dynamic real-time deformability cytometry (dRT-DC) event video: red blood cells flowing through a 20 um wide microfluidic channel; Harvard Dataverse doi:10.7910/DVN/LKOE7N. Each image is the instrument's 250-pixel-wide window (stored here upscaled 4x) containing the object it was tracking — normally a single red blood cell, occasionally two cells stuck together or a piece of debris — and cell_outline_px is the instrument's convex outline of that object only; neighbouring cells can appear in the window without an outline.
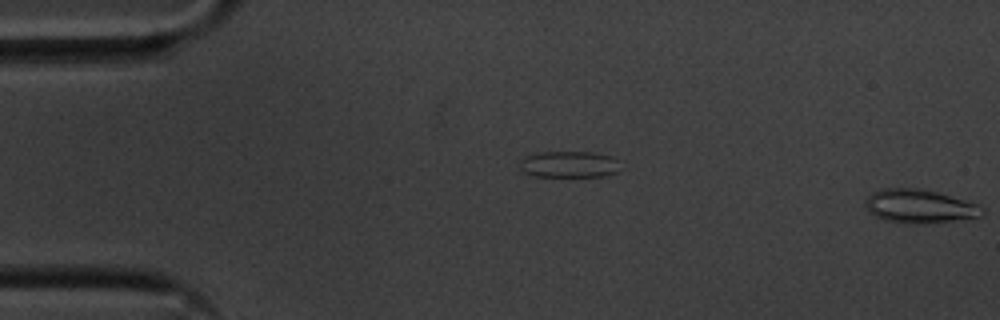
{"species": "common noctule bat (a hibernating species)", "species_latin": "Nyctalus noctula", "temperature_condition": "cold", "stored_images_in_passage": 3, "camera_frame_rate_fps": 3000, "um_per_image_px": 0.085, "animal": {"sex": "male", "body_mass_g": 20.1, "forearm_length_mm": 53.5}, "frame": {"image": 1, "passage_image": 2, "time_ms": 0.333, "image_size_px": [1000, 320], "cell_outline_px": [[616, 172], [604, 176], [532, 176], [524, 172], [520, 168], [520, 160], [524, 156], [540, 152], [592, 152], [612, 156], [616, 160]], "centroid_in_image_um": [48.3, 13.96], "position_along_channel_um": 36.7, "area_um2": 15.32}}